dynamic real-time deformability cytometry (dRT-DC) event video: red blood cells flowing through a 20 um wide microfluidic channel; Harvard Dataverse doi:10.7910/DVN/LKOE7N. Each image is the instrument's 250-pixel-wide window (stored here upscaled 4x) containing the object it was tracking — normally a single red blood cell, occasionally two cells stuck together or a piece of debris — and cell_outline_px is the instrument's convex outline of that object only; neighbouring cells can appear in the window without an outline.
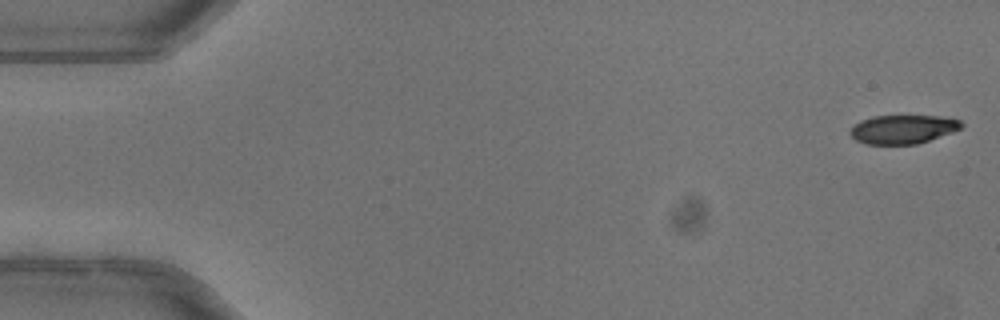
{"species": "common noctule bat (a hibernating species)", "species_latin": "Nyctalus noctula", "temperature_condition": "warm", "stored_images_in_passage": 8, "camera_frame_rate_fps": 3000, "um_per_image_px": 0.085, "animal": {"sex": "female"}, "frame": {"image": 1, "passage_image": 1, "time_ms": 0.0, "image_size_px": [1000, 320], "cell_outline_px": [[964, 124], [960, 128], [952, 132], [916, 144], [864, 144], [856, 140], [848, 132], [860, 120], [872, 116], [940, 116], [960, 120]], "centroid_in_image_um": [76.72, 10.98], "position_along_channel_um": 8.3, "area_um2": 18.5}}